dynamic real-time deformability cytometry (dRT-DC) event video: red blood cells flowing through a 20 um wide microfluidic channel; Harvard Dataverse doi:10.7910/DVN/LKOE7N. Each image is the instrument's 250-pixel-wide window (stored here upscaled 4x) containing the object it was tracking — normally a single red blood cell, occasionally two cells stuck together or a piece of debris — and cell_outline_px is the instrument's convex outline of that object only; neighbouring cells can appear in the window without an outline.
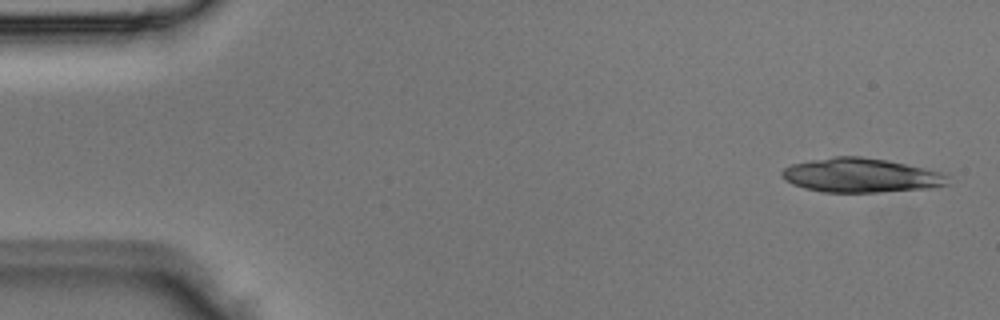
{"species": "Egyptian fruit bat (a non-hibernating species)", "species_latin": "Rousettus aegyptiacus", "temperature_condition": "room temperature", "stored_images_in_passage": 5, "camera_frame_rate_fps": 3000, "um_per_image_px": 0.085, "animal": {"sex": "male"}, "frame": {"image": 1, "passage_image": 1, "time_ms": 0.0, "image_size_px": [1000, 320], "cell_outline_px": [[948, 184], [932, 188], [876, 192], [824, 192], [804, 188], [792, 184], [784, 180], [780, 176], [780, 172], [784, 168], [792, 164], [812, 160], [836, 156], [860, 156], [888, 160], [948, 172]], "centroid_in_image_um": [73.23, 14.9], "position_along_channel_um": 11.8, "area_um2": 33.47}}